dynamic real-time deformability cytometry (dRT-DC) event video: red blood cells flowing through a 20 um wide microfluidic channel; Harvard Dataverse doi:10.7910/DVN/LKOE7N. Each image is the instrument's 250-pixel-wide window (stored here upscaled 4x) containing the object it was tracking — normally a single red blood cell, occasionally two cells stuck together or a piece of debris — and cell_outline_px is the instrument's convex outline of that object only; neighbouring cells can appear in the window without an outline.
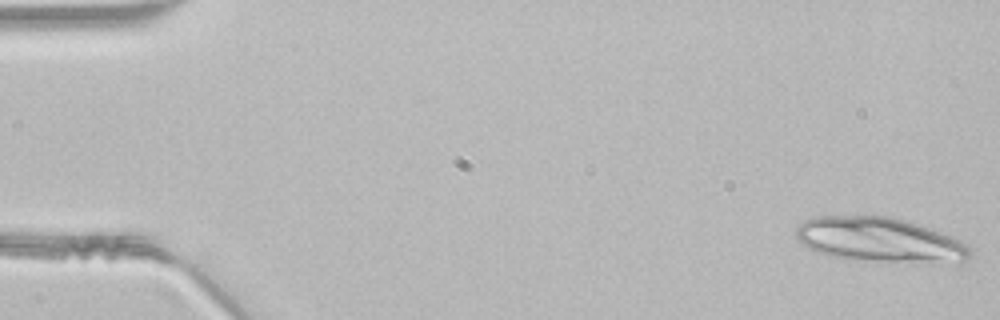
{"species": "common noctule bat (a hibernating species)", "species_latin": "Nyctalus noctula", "temperature_condition": "room temperature", "stored_images_in_passage": 40, "segment_of_instrument_passage": [1, 2], "camera_frame_rate_fps": 3000, "um_per_image_px": 0.085, "animal": {"sex": "male", "body_mass_g": 21.5, "forearm_length_mm": 52.0}, "frame": {"image": 1, "passage_image": 1, "time_ms": 0.0, "image_size_px": [1000, 320], "cell_outline_px": [[972, 256], [968, 264], [964, 268], [876, 260], [836, 256], [816, 252], [804, 244], [796, 236], [796, 228], [804, 220], [816, 216], [888, 216], [904, 220], [952, 236], [968, 244], [972, 248]], "centroid_in_image_um": [75.04, 20.45], "position_along_channel_um": 10.0, "area_um2": 46.36}}